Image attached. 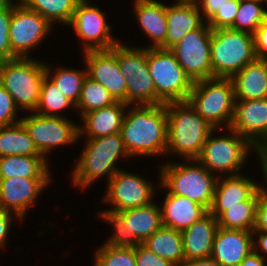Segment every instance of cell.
Here are the masks:
<instances>
[{
	"mask_svg": "<svg viewBox=\"0 0 267 266\" xmlns=\"http://www.w3.org/2000/svg\"><path fill=\"white\" fill-rule=\"evenodd\" d=\"M100 217L116 229V233L105 242L112 247L135 248L163 226L160 206L153 202L119 212L106 210L100 213Z\"/></svg>",
	"mask_w": 267,
	"mask_h": 266,
	"instance_id": "obj_5",
	"label": "cell"
},
{
	"mask_svg": "<svg viewBox=\"0 0 267 266\" xmlns=\"http://www.w3.org/2000/svg\"><path fill=\"white\" fill-rule=\"evenodd\" d=\"M56 70L55 73L50 74V68L46 65V75L55 83L64 96L77 105L81 96L83 82L87 77V71L61 67Z\"/></svg>",
	"mask_w": 267,
	"mask_h": 266,
	"instance_id": "obj_33",
	"label": "cell"
},
{
	"mask_svg": "<svg viewBox=\"0 0 267 266\" xmlns=\"http://www.w3.org/2000/svg\"><path fill=\"white\" fill-rule=\"evenodd\" d=\"M253 232L218 227L211 257L221 266H238L254 250Z\"/></svg>",
	"mask_w": 267,
	"mask_h": 266,
	"instance_id": "obj_20",
	"label": "cell"
},
{
	"mask_svg": "<svg viewBox=\"0 0 267 266\" xmlns=\"http://www.w3.org/2000/svg\"><path fill=\"white\" fill-rule=\"evenodd\" d=\"M11 213L10 211L0 207V247H4L8 234V229L11 226Z\"/></svg>",
	"mask_w": 267,
	"mask_h": 266,
	"instance_id": "obj_45",
	"label": "cell"
},
{
	"mask_svg": "<svg viewBox=\"0 0 267 266\" xmlns=\"http://www.w3.org/2000/svg\"><path fill=\"white\" fill-rule=\"evenodd\" d=\"M10 155L43 156L20 121L0 127V158Z\"/></svg>",
	"mask_w": 267,
	"mask_h": 266,
	"instance_id": "obj_31",
	"label": "cell"
},
{
	"mask_svg": "<svg viewBox=\"0 0 267 266\" xmlns=\"http://www.w3.org/2000/svg\"><path fill=\"white\" fill-rule=\"evenodd\" d=\"M211 35L212 29L206 23L187 33L170 49L193 82L212 78Z\"/></svg>",
	"mask_w": 267,
	"mask_h": 266,
	"instance_id": "obj_12",
	"label": "cell"
},
{
	"mask_svg": "<svg viewBox=\"0 0 267 266\" xmlns=\"http://www.w3.org/2000/svg\"><path fill=\"white\" fill-rule=\"evenodd\" d=\"M212 78H232L245 65L256 59L254 37L231 28L212 30Z\"/></svg>",
	"mask_w": 267,
	"mask_h": 266,
	"instance_id": "obj_3",
	"label": "cell"
},
{
	"mask_svg": "<svg viewBox=\"0 0 267 266\" xmlns=\"http://www.w3.org/2000/svg\"><path fill=\"white\" fill-rule=\"evenodd\" d=\"M19 120L44 157L56 146L71 144L79 139V125L63 116H45L34 112Z\"/></svg>",
	"mask_w": 267,
	"mask_h": 266,
	"instance_id": "obj_13",
	"label": "cell"
},
{
	"mask_svg": "<svg viewBox=\"0 0 267 266\" xmlns=\"http://www.w3.org/2000/svg\"><path fill=\"white\" fill-rule=\"evenodd\" d=\"M69 106L74 107L76 105L64 96L55 83L45 75L41 86L40 100L35 112L45 116H61L60 113L58 115L56 111Z\"/></svg>",
	"mask_w": 267,
	"mask_h": 266,
	"instance_id": "obj_35",
	"label": "cell"
},
{
	"mask_svg": "<svg viewBox=\"0 0 267 266\" xmlns=\"http://www.w3.org/2000/svg\"><path fill=\"white\" fill-rule=\"evenodd\" d=\"M201 4L203 14L208 21L218 9H221L225 5L229 4V0H197Z\"/></svg>",
	"mask_w": 267,
	"mask_h": 266,
	"instance_id": "obj_44",
	"label": "cell"
},
{
	"mask_svg": "<svg viewBox=\"0 0 267 266\" xmlns=\"http://www.w3.org/2000/svg\"><path fill=\"white\" fill-rule=\"evenodd\" d=\"M260 188L254 231H267V191Z\"/></svg>",
	"mask_w": 267,
	"mask_h": 266,
	"instance_id": "obj_42",
	"label": "cell"
},
{
	"mask_svg": "<svg viewBox=\"0 0 267 266\" xmlns=\"http://www.w3.org/2000/svg\"><path fill=\"white\" fill-rule=\"evenodd\" d=\"M135 106L125 114L120 131L128 156L166 154L168 133L166 105Z\"/></svg>",
	"mask_w": 267,
	"mask_h": 266,
	"instance_id": "obj_1",
	"label": "cell"
},
{
	"mask_svg": "<svg viewBox=\"0 0 267 266\" xmlns=\"http://www.w3.org/2000/svg\"><path fill=\"white\" fill-rule=\"evenodd\" d=\"M44 156L10 155L0 158V179L11 177L50 178Z\"/></svg>",
	"mask_w": 267,
	"mask_h": 266,
	"instance_id": "obj_29",
	"label": "cell"
},
{
	"mask_svg": "<svg viewBox=\"0 0 267 266\" xmlns=\"http://www.w3.org/2000/svg\"><path fill=\"white\" fill-rule=\"evenodd\" d=\"M238 9L239 1L229 0V4L225 5L221 9H218L216 13L205 23H207L212 30L230 28L234 24Z\"/></svg>",
	"mask_w": 267,
	"mask_h": 266,
	"instance_id": "obj_39",
	"label": "cell"
},
{
	"mask_svg": "<svg viewBox=\"0 0 267 266\" xmlns=\"http://www.w3.org/2000/svg\"><path fill=\"white\" fill-rule=\"evenodd\" d=\"M136 266H176L172 262L157 256L142 244L135 247Z\"/></svg>",
	"mask_w": 267,
	"mask_h": 266,
	"instance_id": "obj_41",
	"label": "cell"
},
{
	"mask_svg": "<svg viewBox=\"0 0 267 266\" xmlns=\"http://www.w3.org/2000/svg\"><path fill=\"white\" fill-rule=\"evenodd\" d=\"M116 57L126 78V104L156 105L155 85L147 65V47L129 48L119 42Z\"/></svg>",
	"mask_w": 267,
	"mask_h": 266,
	"instance_id": "obj_10",
	"label": "cell"
},
{
	"mask_svg": "<svg viewBox=\"0 0 267 266\" xmlns=\"http://www.w3.org/2000/svg\"><path fill=\"white\" fill-rule=\"evenodd\" d=\"M217 228V219L208 212L183 230L181 233L185 260L211 257Z\"/></svg>",
	"mask_w": 267,
	"mask_h": 266,
	"instance_id": "obj_23",
	"label": "cell"
},
{
	"mask_svg": "<svg viewBox=\"0 0 267 266\" xmlns=\"http://www.w3.org/2000/svg\"><path fill=\"white\" fill-rule=\"evenodd\" d=\"M147 65L156 90V105L187 101L193 81L170 49L147 47Z\"/></svg>",
	"mask_w": 267,
	"mask_h": 266,
	"instance_id": "obj_8",
	"label": "cell"
},
{
	"mask_svg": "<svg viewBox=\"0 0 267 266\" xmlns=\"http://www.w3.org/2000/svg\"><path fill=\"white\" fill-rule=\"evenodd\" d=\"M259 254L257 251H251L238 266H265L264 255Z\"/></svg>",
	"mask_w": 267,
	"mask_h": 266,
	"instance_id": "obj_46",
	"label": "cell"
},
{
	"mask_svg": "<svg viewBox=\"0 0 267 266\" xmlns=\"http://www.w3.org/2000/svg\"><path fill=\"white\" fill-rule=\"evenodd\" d=\"M45 68V64L29 57L0 61V84L18 108L35 111L46 75Z\"/></svg>",
	"mask_w": 267,
	"mask_h": 266,
	"instance_id": "obj_4",
	"label": "cell"
},
{
	"mask_svg": "<svg viewBox=\"0 0 267 266\" xmlns=\"http://www.w3.org/2000/svg\"><path fill=\"white\" fill-rule=\"evenodd\" d=\"M134 12L142 30L154 42L148 47L158 48L167 31L166 6L156 0H136Z\"/></svg>",
	"mask_w": 267,
	"mask_h": 266,
	"instance_id": "obj_27",
	"label": "cell"
},
{
	"mask_svg": "<svg viewBox=\"0 0 267 266\" xmlns=\"http://www.w3.org/2000/svg\"><path fill=\"white\" fill-rule=\"evenodd\" d=\"M115 102L102 84L87 76L83 82L81 96L75 108H78L81 111V116H83L85 113L110 106Z\"/></svg>",
	"mask_w": 267,
	"mask_h": 266,
	"instance_id": "obj_34",
	"label": "cell"
},
{
	"mask_svg": "<svg viewBox=\"0 0 267 266\" xmlns=\"http://www.w3.org/2000/svg\"><path fill=\"white\" fill-rule=\"evenodd\" d=\"M181 1L197 2V0H181Z\"/></svg>",
	"mask_w": 267,
	"mask_h": 266,
	"instance_id": "obj_50",
	"label": "cell"
},
{
	"mask_svg": "<svg viewBox=\"0 0 267 266\" xmlns=\"http://www.w3.org/2000/svg\"><path fill=\"white\" fill-rule=\"evenodd\" d=\"M254 150L258 154V158H260L264 179L266 178L265 182H267V144L257 146ZM265 190L267 191V187L265 188Z\"/></svg>",
	"mask_w": 267,
	"mask_h": 266,
	"instance_id": "obj_48",
	"label": "cell"
},
{
	"mask_svg": "<svg viewBox=\"0 0 267 266\" xmlns=\"http://www.w3.org/2000/svg\"><path fill=\"white\" fill-rule=\"evenodd\" d=\"M51 25L47 19L20 1L15 3L9 28L12 52L17 57L27 58L28 50L39 45L52 28Z\"/></svg>",
	"mask_w": 267,
	"mask_h": 266,
	"instance_id": "obj_14",
	"label": "cell"
},
{
	"mask_svg": "<svg viewBox=\"0 0 267 266\" xmlns=\"http://www.w3.org/2000/svg\"><path fill=\"white\" fill-rule=\"evenodd\" d=\"M187 101L215 129H221L223 121L228 123L229 129L235 108L231 78L214 77L194 81Z\"/></svg>",
	"mask_w": 267,
	"mask_h": 266,
	"instance_id": "obj_7",
	"label": "cell"
},
{
	"mask_svg": "<svg viewBox=\"0 0 267 266\" xmlns=\"http://www.w3.org/2000/svg\"><path fill=\"white\" fill-rule=\"evenodd\" d=\"M49 181L50 178L0 179V207L10 212L13 210L15 216L22 218Z\"/></svg>",
	"mask_w": 267,
	"mask_h": 266,
	"instance_id": "obj_19",
	"label": "cell"
},
{
	"mask_svg": "<svg viewBox=\"0 0 267 266\" xmlns=\"http://www.w3.org/2000/svg\"><path fill=\"white\" fill-rule=\"evenodd\" d=\"M253 37L256 58L267 60V20L256 29Z\"/></svg>",
	"mask_w": 267,
	"mask_h": 266,
	"instance_id": "obj_43",
	"label": "cell"
},
{
	"mask_svg": "<svg viewBox=\"0 0 267 266\" xmlns=\"http://www.w3.org/2000/svg\"><path fill=\"white\" fill-rule=\"evenodd\" d=\"M161 209L164 227L183 231L205 216L209 211L190 198L168 192Z\"/></svg>",
	"mask_w": 267,
	"mask_h": 266,
	"instance_id": "obj_22",
	"label": "cell"
},
{
	"mask_svg": "<svg viewBox=\"0 0 267 266\" xmlns=\"http://www.w3.org/2000/svg\"><path fill=\"white\" fill-rule=\"evenodd\" d=\"M87 76L102 84L115 101L126 103V78L116 57V45L109 50L84 51Z\"/></svg>",
	"mask_w": 267,
	"mask_h": 266,
	"instance_id": "obj_17",
	"label": "cell"
},
{
	"mask_svg": "<svg viewBox=\"0 0 267 266\" xmlns=\"http://www.w3.org/2000/svg\"><path fill=\"white\" fill-rule=\"evenodd\" d=\"M142 245L176 266L185 260L181 231L162 226Z\"/></svg>",
	"mask_w": 267,
	"mask_h": 266,
	"instance_id": "obj_30",
	"label": "cell"
},
{
	"mask_svg": "<svg viewBox=\"0 0 267 266\" xmlns=\"http://www.w3.org/2000/svg\"><path fill=\"white\" fill-rule=\"evenodd\" d=\"M229 129L246 138L255 148L267 141V98L235 100Z\"/></svg>",
	"mask_w": 267,
	"mask_h": 266,
	"instance_id": "obj_18",
	"label": "cell"
},
{
	"mask_svg": "<svg viewBox=\"0 0 267 266\" xmlns=\"http://www.w3.org/2000/svg\"><path fill=\"white\" fill-rule=\"evenodd\" d=\"M160 186L171 194L190 198L210 210L217 177L201 163L197 165L170 164L161 167Z\"/></svg>",
	"mask_w": 267,
	"mask_h": 266,
	"instance_id": "obj_9",
	"label": "cell"
},
{
	"mask_svg": "<svg viewBox=\"0 0 267 266\" xmlns=\"http://www.w3.org/2000/svg\"><path fill=\"white\" fill-rule=\"evenodd\" d=\"M168 116L167 152L184 156L190 162L200 155L214 127L188 101L165 103Z\"/></svg>",
	"mask_w": 267,
	"mask_h": 266,
	"instance_id": "obj_2",
	"label": "cell"
},
{
	"mask_svg": "<svg viewBox=\"0 0 267 266\" xmlns=\"http://www.w3.org/2000/svg\"><path fill=\"white\" fill-rule=\"evenodd\" d=\"M229 131L232 133L231 136L223 135L219 138L216 136L211 138V132L202 147L200 155L192 161L201 163L210 172L216 170L222 173L230 172V176L238 175V171L248 156L249 149L255 147L236 131L231 129Z\"/></svg>",
	"mask_w": 267,
	"mask_h": 266,
	"instance_id": "obj_11",
	"label": "cell"
},
{
	"mask_svg": "<svg viewBox=\"0 0 267 266\" xmlns=\"http://www.w3.org/2000/svg\"><path fill=\"white\" fill-rule=\"evenodd\" d=\"M178 266H221L214 258H195L184 260Z\"/></svg>",
	"mask_w": 267,
	"mask_h": 266,
	"instance_id": "obj_47",
	"label": "cell"
},
{
	"mask_svg": "<svg viewBox=\"0 0 267 266\" xmlns=\"http://www.w3.org/2000/svg\"><path fill=\"white\" fill-rule=\"evenodd\" d=\"M261 4V0L239 2L234 24L230 28L253 35L256 29L267 20V11Z\"/></svg>",
	"mask_w": 267,
	"mask_h": 266,
	"instance_id": "obj_36",
	"label": "cell"
},
{
	"mask_svg": "<svg viewBox=\"0 0 267 266\" xmlns=\"http://www.w3.org/2000/svg\"><path fill=\"white\" fill-rule=\"evenodd\" d=\"M94 266H136L135 248L104 244L96 252Z\"/></svg>",
	"mask_w": 267,
	"mask_h": 266,
	"instance_id": "obj_37",
	"label": "cell"
},
{
	"mask_svg": "<svg viewBox=\"0 0 267 266\" xmlns=\"http://www.w3.org/2000/svg\"><path fill=\"white\" fill-rule=\"evenodd\" d=\"M126 107L129 105L116 101L110 106L85 113L82 116L83 127L79 126V136L86 132L89 139H94L120 133Z\"/></svg>",
	"mask_w": 267,
	"mask_h": 266,
	"instance_id": "obj_24",
	"label": "cell"
},
{
	"mask_svg": "<svg viewBox=\"0 0 267 266\" xmlns=\"http://www.w3.org/2000/svg\"><path fill=\"white\" fill-rule=\"evenodd\" d=\"M6 1H10V0H0V2H6Z\"/></svg>",
	"mask_w": 267,
	"mask_h": 266,
	"instance_id": "obj_52",
	"label": "cell"
},
{
	"mask_svg": "<svg viewBox=\"0 0 267 266\" xmlns=\"http://www.w3.org/2000/svg\"><path fill=\"white\" fill-rule=\"evenodd\" d=\"M18 107L8 91L0 84V127L19 122L15 120Z\"/></svg>",
	"mask_w": 267,
	"mask_h": 266,
	"instance_id": "obj_40",
	"label": "cell"
},
{
	"mask_svg": "<svg viewBox=\"0 0 267 266\" xmlns=\"http://www.w3.org/2000/svg\"><path fill=\"white\" fill-rule=\"evenodd\" d=\"M83 154L73 171V183L87 188L96 179L109 175L107 181L120 169L115 167L120 155L127 156L121 133L110 134L100 138L88 139Z\"/></svg>",
	"mask_w": 267,
	"mask_h": 266,
	"instance_id": "obj_6",
	"label": "cell"
},
{
	"mask_svg": "<svg viewBox=\"0 0 267 266\" xmlns=\"http://www.w3.org/2000/svg\"><path fill=\"white\" fill-rule=\"evenodd\" d=\"M87 2V0L78 2L68 25H71L84 41V51L109 50L119 42L110 34L111 26L105 20V12Z\"/></svg>",
	"mask_w": 267,
	"mask_h": 266,
	"instance_id": "obj_15",
	"label": "cell"
},
{
	"mask_svg": "<svg viewBox=\"0 0 267 266\" xmlns=\"http://www.w3.org/2000/svg\"><path fill=\"white\" fill-rule=\"evenodd\" d=\"M176 2L166 6L167 31L165 41L158 48L171 49L187 33L205 24L200 16L199 3L181 0Z\"/></svg>",
	"mask_w": 267,
	"mask_h": 266,
	"instance_id": "obj_21",
	"label": "cell"
},
{
	"mask_svg": "<svg viewBox=\"0 0 267 266\" xmlns=\"http://www.w3.org/2000/svg\"><path fill=\"white\" fill-rule=\"evenodd\" d=\"M256 233H260L258 237V242L254 241V250L258 251V247L261 248L262 252L267 255V231H255ZM258 246H257V245Z\"/></svg>",
	"mask_w": 267,
	"mask_h": 266,
	"instance_id": "obj_49",
	"label": "cell"
},
{
	"mask_svg": "<svg viewBox=\"0 0 267 266\" xmlns=\"http://www.w3.org/2000/svg\"><path fill=\"white\" fill-rule=\"evenodd\" d=\"M239 2H243V1H253V0H238Z\"/></svg>",
	"mask_w": 267,
	"mask_h": 266,
	"instance_id": "obj_51",
	"label": "cell"
},
{
	"mask_svg": "<svg viewBox=\"0 0 267 266\" xmlns=\"http://www.w3.org/2000/svg\"><path fill=\"white\" fill-rule=\"evenodd\" d=\"M260 189L248 200L233 206H211L209 213L217 219L218 227L254 232Z\"/></svg>",
	"mask_w": 267,
	"mask_h": 266,
	"instance_id": "obj_26",
	"label": "cell"
},
{
	"mask_svg": "<svg viewBox=\"0 0 267 266\" xmlns=\"http://www.w3.org/2000/svg\"><path fill=\"white\" fill-rule=\"evenodd\" d=\"M14 5L11 0L0 2V61L18 58L12 52L9 41V28Z\"/></svg>",
	"mask_w": 267,
	"mask_h": 266,
	"instance_id": "obj_38",
	"label": "cell"
},
{
	"mask_svg": "<svg viewBox=\"0 0 267 266\" xmlns=\"http://www.w3.org/2000/svg\"><path fill=\"white\" fill-rule=\"evenodd\" d=\"M107 185L108 191L102 201L110 202L114 206L108 211L119 212L146 206L153 202L154 188L152 184L137 174L119 170L111 177Z\"/></svg>",
	"mask_w": 267,
	"mask_h": 266,
	"instance_id": "obj_16",
	"label": "cell"
},
{
	"mask_svg": "<svg viewBox=\"0 0 267 266\" xmlns=\"http://www.w3.org/2000/svg\"><path fill=\"white\" fill-rule=\"evenodd\" d=\"M235 100L267 98V60L255 59L232 78Z\"/></svg>",
	"mask_w": 267,
	"mask_h": 266,
	"instance_id": "obj_25",
	"label": "cell"
},
{
	"mask_svg": "<svg viewBox=\"0 0 267 266\" xmlns=\"http://www.w3.org/2000/svg\"><path fill=\"white\" fill-rule=\"evenodd\" d=\"M217 178L212 206H233L250 199L261 187L240 174Z\"/></svg>",
	"mask_w": 267,
	"mask_h": 266,
	"instance_id": "obj_28",
	"label": "cell"
},
{
	"mask_svg": "<svg viewBox=\"0 0 267 266\" xmlns=\"http://www.w3.org/2000/svg\"><path fill=\"white\" fill-rule=\"evenodd\" d=\"M34 10L52 25L54 22L68 25L80 0H17ZM58 20V21H56Z\"/></svg>",
	"mask_w": 267,
	"mask_h": 266,
	"instance_id": "obj_32",
	"label": "cell"
}]
</instances>
